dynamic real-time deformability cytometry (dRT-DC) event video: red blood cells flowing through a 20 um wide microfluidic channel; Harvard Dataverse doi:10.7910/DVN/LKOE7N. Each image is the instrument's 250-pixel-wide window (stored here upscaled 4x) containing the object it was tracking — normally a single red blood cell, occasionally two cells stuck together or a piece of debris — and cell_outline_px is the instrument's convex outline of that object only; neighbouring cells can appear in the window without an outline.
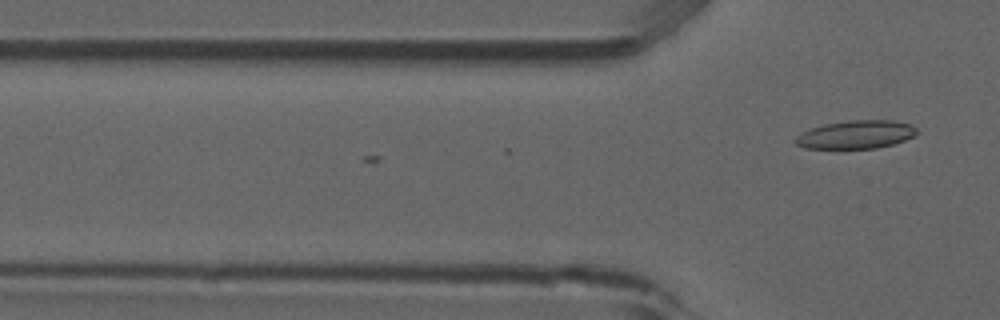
{"species": "common noctule bat (a hibernating species)", "species_latin": "Nyctalus noctula", "temperature_condition": "room temperature", "stored_images_in_passage": 5, "camera_frame_rate_fps": 3000, "um_per_image_px": 0.085, "animal": {"sex": "male", "forearm_length_mm": 52.5}, "frame": {"image": 1, "passage_image": 5, "time_ms": 1.333, "image_size_px": [1000, 320], "cell_outline_px": [[916, 132], [912, 136], [904, 140], [892, 144], [876, 148], [804, 148], [796, 144], [792, 140], [800, 132], [824, 124], [848, 120], [892, 120], [912, 124], [916, 128]], "centroid_in_image_um": [72.71, 11.43], "position_along_channel_um": 53.1, "area_um2": 19.94}}